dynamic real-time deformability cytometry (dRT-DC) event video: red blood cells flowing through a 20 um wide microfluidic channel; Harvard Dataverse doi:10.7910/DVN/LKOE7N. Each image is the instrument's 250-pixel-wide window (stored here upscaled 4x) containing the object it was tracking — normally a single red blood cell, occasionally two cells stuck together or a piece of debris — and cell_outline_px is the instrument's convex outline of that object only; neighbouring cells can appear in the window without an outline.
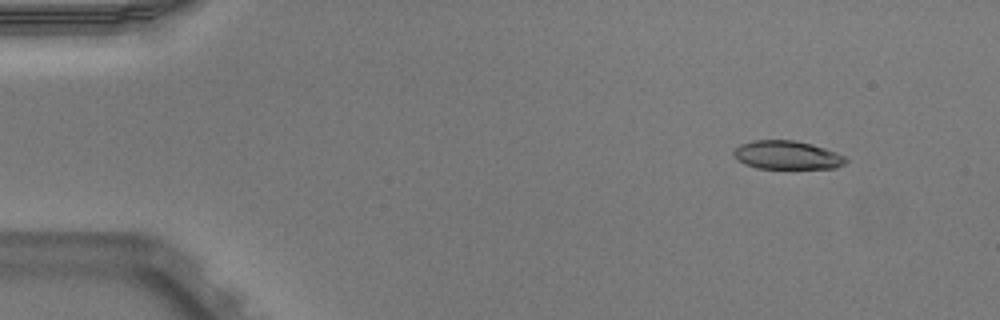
{"species": "Egyptian fruit bat (a non-hibernating species)", "species_latin": "Rousettus aegyptiacus", "temperature_condition": "warm", "stored_images_in_passage": 35, "camera_frame_rate_fps": 3000, "um_per_image_px": 0.085, "animal": {"sex": "male"}, "frame": {"image": 1, "passage_image": 5, "time_ms": 1.333, "image_size_px": [1000, 320], "cell_outline_px": [[848, 160], [844, 164], [836, 168], [756, 168], [744, 164], [732, 152], [740, 144], [752, 140], [792, 140], [812, 144], [836, 152], [844, 156]], "centroid_in_image_um": [66.91, 13.18], "position_along_channel_um": 18.1, "area_um2": 18.5}}
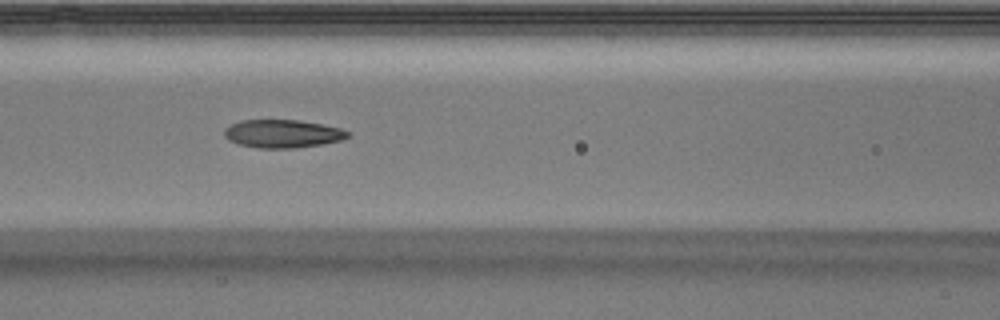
{"frame": {"image": 2, "passage_image": 22, "time_ms": 7.0, "image_size_px": [1000, 320], "cell_outline_px": [[348, 136], [344, 140], [324, 144], [296, 148], [256, 148], [240, 144], [228, 140], [224, 136], [224, 128], [240, 120], [300, 120], [340, 128], [348, 132]], "centroid_in_image_um": [24.01, 11.37], "position_along_channel_um": 142.6, "area_um2": 20.29}}
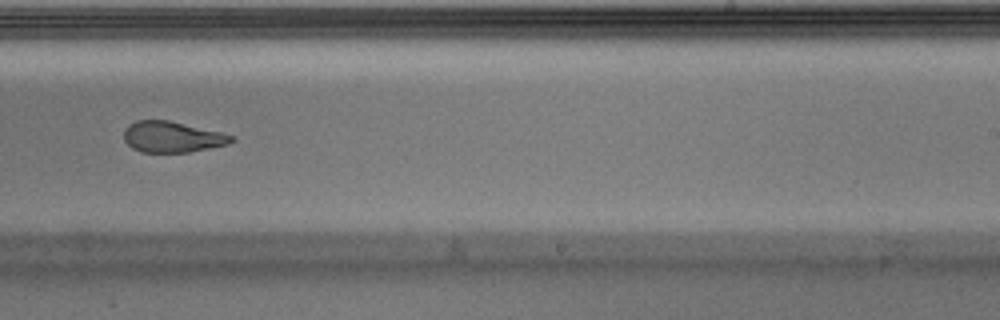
{"frame": {"image": 3, "passage_image": 32, "time_ms": 10.333, "image_size_px": [1000, 320], "cell_outline_px": [[236, 140], [228, 144], [188, 152], [140, 152], [132, 148], [124, 140], [124, 128], [128, 124], [136, 120], [168, 120], [220, 132], [236, 136]], "centroid_in_image_um": [14.62, 11.63], "position_along_channel_um": 274.4, "area_um2": 19.42}}